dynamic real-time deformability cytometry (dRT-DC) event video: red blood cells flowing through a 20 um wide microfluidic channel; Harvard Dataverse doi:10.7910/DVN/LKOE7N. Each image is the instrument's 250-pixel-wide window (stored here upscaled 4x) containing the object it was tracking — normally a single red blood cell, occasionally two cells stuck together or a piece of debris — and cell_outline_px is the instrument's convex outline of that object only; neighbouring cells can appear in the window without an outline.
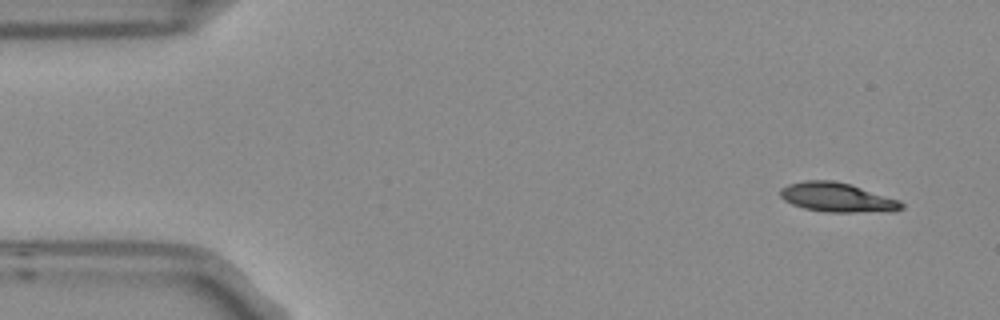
{"species": "Egyptian fruit bat (a non-hibernating species)", "species_latin": "Rousettus aegyptiacus", "temperature_condition": "room temperature", "stored_images_in_passage": 4, "camera_frame_rate_fps": 3000, "um_per_image_px": 0.085, "frame": {"image": 1, "passage_image": 1, "time_ms": 0.0, "image_size_px": [1000, 320], "cell_outline_px": [[904, 208], [892, 212], [828, 212], [804, 208], [792, 204], [784, 200], [780, 196], [780, 188], [788, 184], [804, 180], [832, 180], [848, 184], [900, 200], [904, 204]], "centroid_in_image_um": [71.17, 16.79], "position_along_channel_um": 13.8, "area_um2": 20.69}}
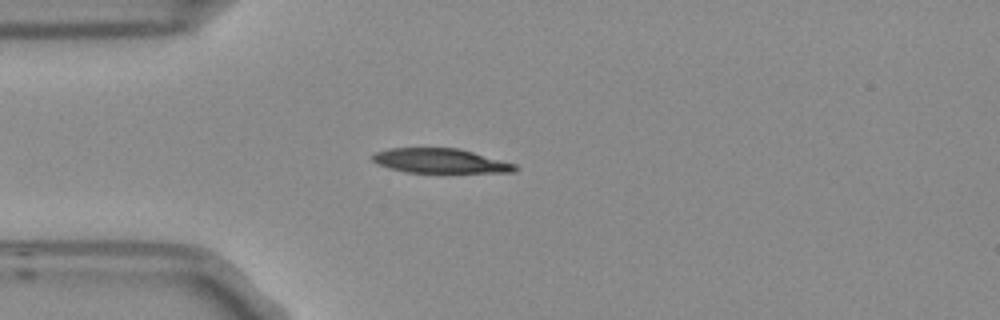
{"frame": {"image": 2, "passage_image": 4, "time_ms": 1.0, "image_size_px": [1000, 320], "cell_outline_px": [[520, 168], [516, 172], [408, 172], [388, 168], [376, 164], [368, 156], [376, 152], [388, 148], [460, 148], [516, 164]], "centroid_in_image_um": [37.4, 13.67], "position_along_channel_um": 47.6, "area_um2": 20.52}}